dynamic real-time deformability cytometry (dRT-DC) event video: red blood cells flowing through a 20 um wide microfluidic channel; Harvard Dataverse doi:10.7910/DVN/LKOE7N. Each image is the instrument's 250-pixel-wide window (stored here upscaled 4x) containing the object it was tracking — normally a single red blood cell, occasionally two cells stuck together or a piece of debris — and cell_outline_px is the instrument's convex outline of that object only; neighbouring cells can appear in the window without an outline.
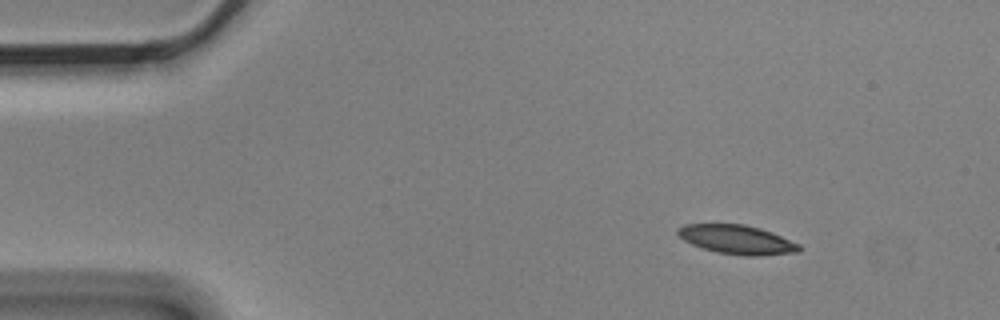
{"species": "Egyptian fruit bat (a non-hibernating species)", "species_latin": "Rousettus aegyptiacus", "temperature_condition": "cold", "stored_images_in_passage": 4, "segment_of_instrument_passage": [1, 2], "camera_frame_rate_fps": 3000, "um_per_image_px": 0.085, "animal": {"sex": "male"}, "frame": {"image": 1, "passage_image": 1, "time_ms": 0.0, "image_size_px": [1000, 320], "cell_outline_px": [[804, 248], [800, 252], [756, 256], [744, 256], [716, 252], [692, 244], [684, 240], [676, 232], [676, 228], [684, 224], [744, 224], [760, 228], [772, 232], [800, 244]], "centroid_in_image_um": [62.68, 20.37], "position_along_channel_um": 22.3, "area_um2": 20.69}}